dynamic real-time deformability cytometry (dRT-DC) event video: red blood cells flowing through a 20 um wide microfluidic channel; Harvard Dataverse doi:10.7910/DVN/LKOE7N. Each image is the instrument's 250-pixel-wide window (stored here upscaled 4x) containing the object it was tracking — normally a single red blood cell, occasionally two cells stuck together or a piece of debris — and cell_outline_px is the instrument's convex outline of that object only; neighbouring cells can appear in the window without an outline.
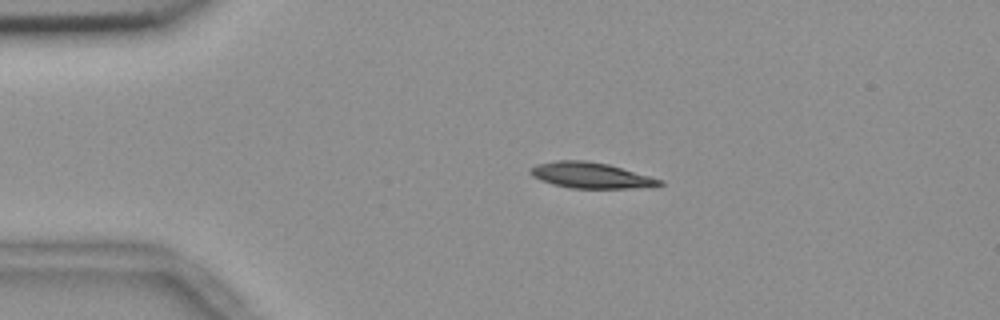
{"species": "common noctule bat (a hibernating species)", "species_latin": "Nyctalus noctula", "temperature_condition": "room temperature", "stored_images_in_passage": 44, "camera_frame_rate_fps": 3000, "um_per_image_px": 0.085, "animal": {"sex": "female", "body_mass_g": 18.4}, "frame": {"image": 1, "passage_image": 1, "time_ms": 0.0, "image_size_px": [1000, 320], "cell_outline_px": [[664, 184], [652, 188], [572, 188], [552, 184], [540, 180], [532, 176], [528, 172], [528, 168], [536, 164], [556, 160], [584, 160], [608, 164], [664, 180]], "centroid_in_image_um": [50.23, 14.91], "position_along_channel_um": 34.8, "area_um2": 19.71}}
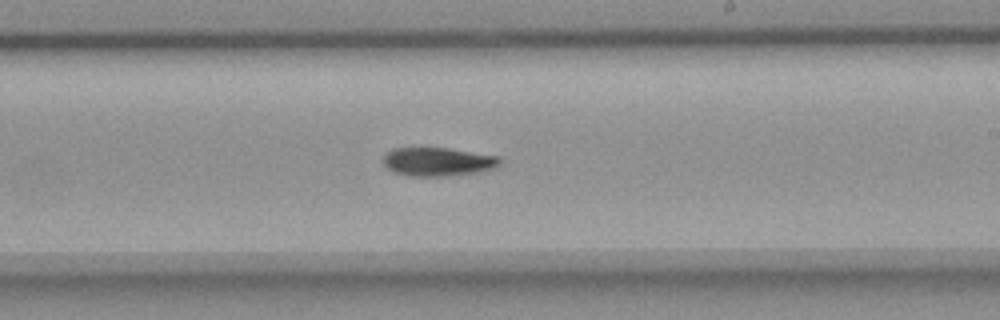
{"frame": {"image": 2, "passage_image": 22, "time_ms": 7.0, "image_size_px": [1000, 320], "cell_outline_px": [[504, 160], [496, 168], [484, 172], [444, 176], [408, 176], [392, 172], [384, 168], [380, 160], [384, 152], [392, 148], [448, 148], [500, 156]], "centroid_in_image_um": [37.19, 13.75], "position_along_channel_um": 251.8, "area_um2": 20.23}}
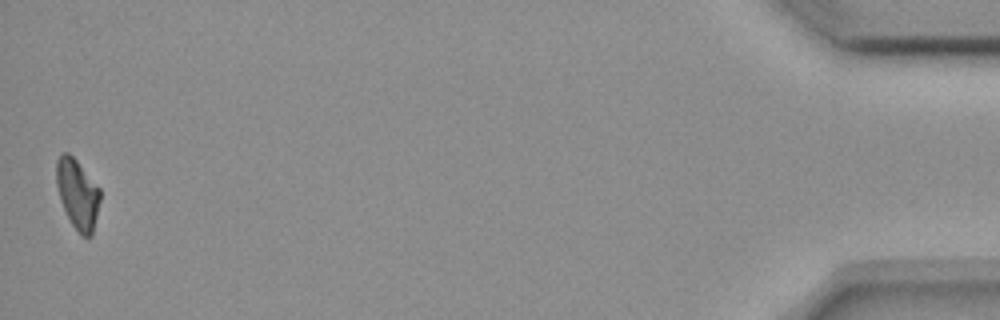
{"frame": {"image": 3, "passage_image": 44, "time_ms": 14.333, "image_size_px": [1000, 320], "cell_outline_px": [[100, 200], [92, 236], [80, 236], [72, 224], [60, 200], [56, 184], [56, 160], [64, 152], [68, 152], [76, 160], [100, 188]], "centroid_in_image_um": [6.59, 16.49], "position_along_channel_um": 428.6, "area_um2": 17.69}, "authors_computed_cell_mechanics": {"area_um2": 19.5364, "velocity_mm_per_s": 3.6767, "shape_relaxation_time_tau1_ms": 4.5851, "shape_relaxation_time_tau2_ms": null, "deformation_change_tau1": 0.1497, "deformation_change_tau2": null}}